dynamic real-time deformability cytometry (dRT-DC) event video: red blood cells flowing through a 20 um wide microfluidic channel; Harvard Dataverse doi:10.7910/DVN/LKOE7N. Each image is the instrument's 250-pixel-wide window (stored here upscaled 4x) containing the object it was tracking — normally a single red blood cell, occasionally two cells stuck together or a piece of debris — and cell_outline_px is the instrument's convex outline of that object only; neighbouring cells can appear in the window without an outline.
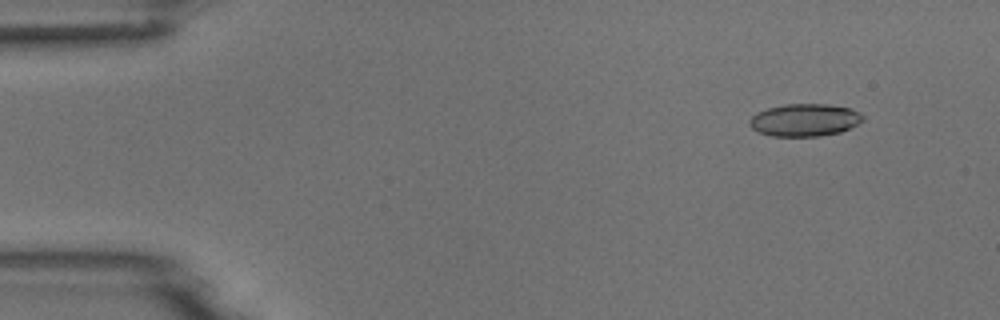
{"species": "common noctule bat (a hibernating species)", "species_latin": "Nyctalus noctula", "temperature_condition": "room temperature", "stored_images_in_passage": 3, "camera_frame_rate_fps": 3000, "um_per_image_px": 0.085, "animal": {"sex": "male", "body_mass_g": 18.8}, "frame": {"image": 1, "passage_image": 1, "time_ms": 0.0, "image_size_px": [1000, 320], "cell_outline_px": [[864, 120], [840, 132], [820, 136], [772, 136], [760, 132], [752, 128], [748, 124], [748, 120], [756, 112], [768, 108], [784, 104], [828, 104], [852, 108], [860, 112], [864, 116]], "centroid_in_image_um": [68.39, 10.19], "position_along_channel_um": 16.6, "area_um2": 21.56}}